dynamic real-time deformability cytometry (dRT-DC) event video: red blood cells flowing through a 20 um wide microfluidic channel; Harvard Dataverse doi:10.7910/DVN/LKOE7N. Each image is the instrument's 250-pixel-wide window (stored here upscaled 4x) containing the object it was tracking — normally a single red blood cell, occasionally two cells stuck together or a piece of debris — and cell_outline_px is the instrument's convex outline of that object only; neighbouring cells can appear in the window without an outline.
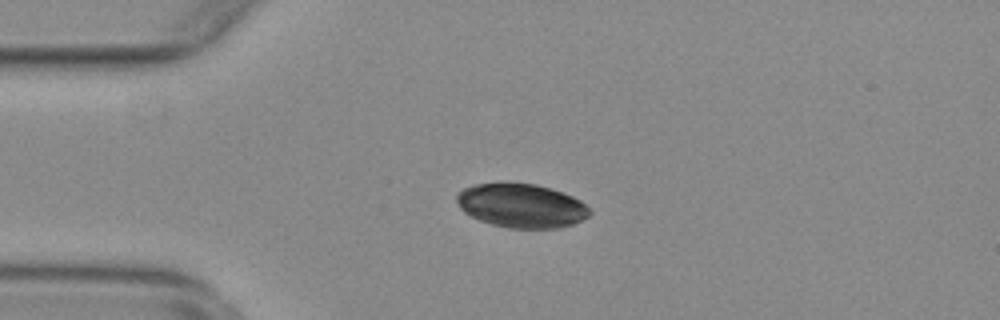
{"species": "common noctule bat (a hibernating species)", "species_latin": "Nyctalus noctula", "temperature_condition": "warm", "stored_images_in_passage": 53, "camera_frame_rate_fps": 3000, "um_per_image_px": 0.085, "animal": {"sex": "female", "body_mass_g": 29.2, "forearm_length_mm": 56.3}, "frame": {"image": 1, "passage_image": 12, "time_ms": 3.667, "image_size_px": [1000, 320], "cell_outline_px": [[592, 212], [588, 216], [572, 224], [560, 228], [508, 228], [492, 224], [480, 220], [464, 212], [460, 208], [456, 200], [456, 192], [472, 184], [536, 184], [572, 196], [580, 200]], "centroid_in_image_um": [44.29, 17.49], "position_along_channel_um": 40.7, "area_um2": 33.64}}